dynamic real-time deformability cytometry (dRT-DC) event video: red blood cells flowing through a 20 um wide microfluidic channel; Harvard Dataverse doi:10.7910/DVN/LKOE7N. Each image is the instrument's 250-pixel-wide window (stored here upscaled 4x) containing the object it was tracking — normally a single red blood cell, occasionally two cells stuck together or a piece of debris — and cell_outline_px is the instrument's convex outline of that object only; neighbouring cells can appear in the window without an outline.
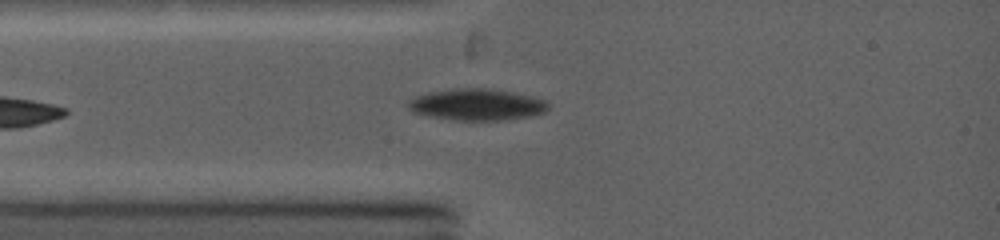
{"species": "common noctule bat (a hibernating species)", "species_latin": "Nyctalus noctula", "temperature_condition": "warm", "stored_images_in_passage": 3, "camera_frame_rate_fps": 5000, "um_per_image_px": 0.085, "animal": {"sex": "female", "body_mass_g": 19.0, "forearm_length_mm": 53.3}, "frame": {"image": 1, "passage_image": 3, "time_ms": 1.6, "image_size_px": [1000, 240], "cell_outline_px": [[548, 108], [544, 112], [532, 116], [508, 120], [452, 120], [412, 112], [408, 108], [408, 100], [416, 96], [428, 92], [452, 88], [488, 88], [512, 92], [532, 96], [544, 100], [548, 104]], "centroid_in_image_um": [40.52, 8.89], "position_along_channel_um": 44.5, "area_um2": 25.84}}